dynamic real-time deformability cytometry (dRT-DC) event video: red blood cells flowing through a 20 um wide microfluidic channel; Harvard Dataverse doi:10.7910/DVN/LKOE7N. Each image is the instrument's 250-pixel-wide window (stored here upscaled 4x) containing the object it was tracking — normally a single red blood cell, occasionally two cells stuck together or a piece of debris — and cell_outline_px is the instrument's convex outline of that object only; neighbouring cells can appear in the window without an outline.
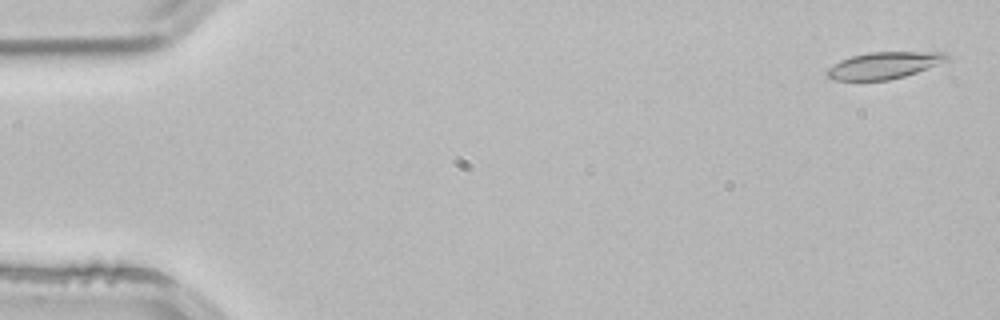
{"species": "common noctule bat (a hibernating species)", "species_latin": "Nyctalus noctula", "temperature_condition": "room temperature", "stored_images_in_passage": 4, "camera_frame_rate_fps": 3000, "um_per_image_px": 0.085, "animal": {"sex": "male", "body_mass_g": 21.5, "forearm_length_mm": 52.0}, "frame": {"image": 1, "passage_image": 1, "time_ms": 0.0, "image_size_px": [1000, 320], "cell_outline_px": [[952, 56], [948, 60], [916, 72], [904, 76], [888, 80], [832, 80], [824, 72], [828, 68], [840, 60], [852, 56], [868, 52], [948, 52]], "centroid_in_image_um": [75.14, 5.54], "position_along_channel_um": 9.9, "area_um2": 18.67}}
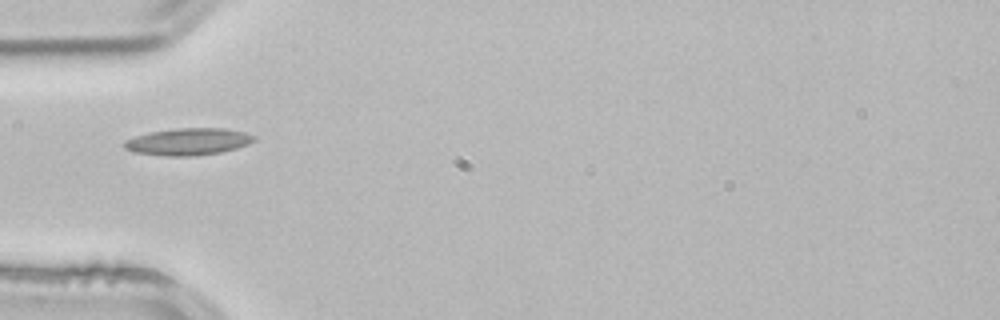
{"frame": {"image": 2, "passage_image": 4, "time_ms": 1.0, "image_size_px": [1000, 320], "cell_outline_px": [[256, 140], [248, 144], [236, 148], [220, 152], [196, 156], [164, 156], [132, 152], [124, 148], [124, 140], [148, 132], [176, 128], [224, 128], [244, 132], [256, 136]], "centroid_in_image_um": [15.98, 12.04], "position_along_channel_um": 69.0, "area_um2": 20.58}}